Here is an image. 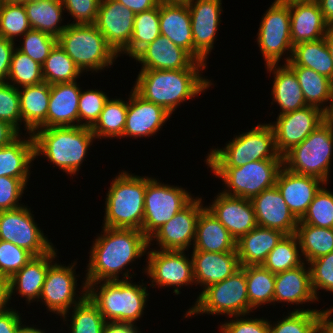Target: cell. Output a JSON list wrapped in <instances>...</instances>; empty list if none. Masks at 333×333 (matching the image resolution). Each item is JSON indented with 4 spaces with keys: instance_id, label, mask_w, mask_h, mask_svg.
Wrapping results in <instances>:
<instances>
[{
    "instance_id": "6da1fadb",
    "label": "cell",
    "mask_w": 333,
    "mask_h": 333,
    "mask_svg": "<svg viewBox=\"0 0 333 333\" xmlns=\"http://www.w3.org/2000/svg\"><path fill=\"white\" fill-rule=\"evenodd\" d=\"M148 247L149 240L140 230L102 227L101 234L96 237L90 248L84 279L86 285L98 281L133 278L126 267L146 255ZM124 269L126 270L123 273ZM120 274L123 276L122 279L119 278Z\"/></svg>"
},
{
    "instance_id": "7a4b0ae2",
    "label": "cell",
    "mask_w": 333,
    "mask_h": 333,
    "mask_svg": "<svg viewBox=\"0 0 333 333\" xmlns=\"http://www.w3.org/2000/svg\"><path fill=\"white\" fill-rule=\"evenodd\" d=\"M206 66L196 61L188 69L140 70L132 88L141 97L162 106L172 115L181 103L196 98L213 85L200 72Z\"/></svg>"
},
{
    "instance_id": "3957f363",
    "label": "cell",
    "mask_w": 333,
    "mask_h": 333,
    "mask_svg": "<svg viewBox=\"0 0 333 333\" xmlns=\"http://www.w3.org/2000/svg\"><path fill=\"white\" fill-rule=\"evenodd\" d=\"M34 155H42L67 175H76L94 139L91 128L50 127L39 128L32 133Z\"/></svg>"
},
{
    "instance_id": "277c9868",
    "label": "cell",
    "mask_w": 333,
    "mask_h": 333,
    "mask_svg": "<svg viewBox=\"0 0 333 333\" xmlns=\"http://www.w3.org/2000/svg\"><path fill=\"white\" fill-rule=\"evenodd\" d=\"M147 289L143 282L137 285L131 280L98 281L86 285V296L99 308L106 322L135 324L143 317Z\"/></svg>"
},
{
    "instance_id": "5b68a950",
    "label": "cell",
    "mask_w": 333,
    "mask_h": 333,
    "mask_svg": "<svg viewBox=\"0 0 333 333\" xmlns=\"http://www.w3.org/2000/svg\"><path fill=\"white\" fill-rule=\"evenodd\" d=\"M147 176L118 173L106 195L103 227L142 230Z\"/></svg>"
},
{
    "instance_id": "8992f818",
    "label": "cell",
    "mask_w": 333,
    "mask_h": 333,
    "mask_svg": "<svg viewBox=\"0 0 333 333\" xmlns=\"http://www.w3.org/2000/svg\"><path fill=\"white\" fill-rule=\"evenodd\" d=\"M235 135L223 148L211 149L205 162L208 167H241L248 162L283 159L276 150L270 124H257L247 132Z\"/></svg>"
},
{
    "instance_id": "52a82bcc",
    "label": "cell",
    "mask_w": 333,
    "mask_h": 333,
    "mask_svg": "<svg viewBox=\"0 0 333 333\" xmlns=\"http://www.w3.org/2000/svg\"><path fill=\"white\" fill-rule=\"evenodd\" d=\"M57 43L82 73L109 68L118 57L94 24L68 23Z\"/></svg>"
},
{
    "instance_id": "ba28073f",
    "label": "cell",
    "mask_w": 333,
    "mask_h": 333,
    "mask_svg": "<svg viewBox=\"0 0 333 333\" xmlns=\"http://www.w3.org/2000/svg\"><path fill=\"white\" fill-rule=\"evenodd\" d=\"M333 157V123L327 118L302 143L283 156V166L328 184ZM331 165V166H330Z\"/></svg>"
},
{
    "instance_id": "9c48e42d",
    "label": "cell",
    "mask_w": 333,
    "mask_h": 333,
    "mask_svg": "<svg viewBox=\"0 0 333 333\" xmlns=\"http://www.w3.org/2000/svg\"><path fill=\"white\" fill-rule=\"evenodd\" d=\"M252 310L248 299L245 271L240 268L225 280L202 290L184 318L197 314H223L232 318L238 315L249 316L250 312H254Z\"/></svg>"
},
{
    "instance_id": "30bf717a",
    "label": "cell",
    "mask_w": 333,
    "mask_h": 333,
    "mask_svg": "<svg viewBox=\"0 0 333 333\" xmlns=\"http://www.w3.org/2000/svg\"><path fill=\"white\" fill-rule=\"evenodd\" d=\"M283 159L251 161L241 167H208L225 184L223 194L252 199L276 185ZM227 188V189H226Z\"/></svg>"
},
{
    "instance_id": "8fae6325",
    "label": "cell",
    "mask_w": 333,
    "mask_h": 333,
    "mask_svg": "<svg viewBox=\"0 0 333 333\" xmlns=\"http://www.w3.org/2000/svg\"><path fill=\"white\" fill-rule=\"evenodd\" d=\"M256 39L265 66L278 64L288 52L285 64L291 60L293 45L288 2L274 0L262 17Z\"/></svg>"
},
{
    "instance_id": "7c38bea8",
    "label": "cell",
    "mask_w": 333,
    "mask_h": 333,
    "mask_svg": "<svg viewBox=\"0 0 333 333\" xmlns=\"http://www.w3.org/2000/svg\"><path fill=\"white\" fill-rule=\"evenodd\" d=\"M192 195L181 186L160 183L158 179L147 176L141 230L143 234L149 239L163 224L195 198Z\"/></svg>"
},
{
    "instance_id": "4fadbf2b",
    "label": "cell",
    "mask_w": 333,
    "mask_h": 333,
    "mask_svg": "<svg viewBox=\"0 0 333 333\" xmlns=\"http://www.w3.org/2000/svg\"><path fill=\"white\" fill-rule=\"evenodd\" d=\"M76 264L77 262L74 261L68 266H64V264L53 262L46 274L42 293L39 298V302L44 303L48 311L60 316L64 322L69 317L67 314L71 315L69 312L71 308L79 304L86 297L85 281H82L80 295L75 292L78 286L75 271Z\"/></svg>"
},
{
    "instance_id": "5bb4252c",
    "label": "cell",
    "mask_w": 333,
    "mask_h": 333,
    "mask_svg": "<svg viewBox=\"0 0 333 333\" xmlns=\"http://www.w3.org/2000/svg\"><path fill=\"white\" fill-rule=\"evenodd\" d=\"M28 206L0 211V240L12 242L33 256L50 252L55 246L44 235Z\"/></svg>"
},
{
    "instance_id": "9a60e30c",
    "label": "cell",
    "mask_w": 333,
    "mask_h": 333,
    "mask_svg": "<svg viewBox=\"0 0 333 333\" xmlns=\"http://www.w3.org/2000/svg\"><path fill=\"white\" fill-rule=\"evenodd\" d=\"M147 264L143 268L151 278L150 286L173 287V293L180 294L181 286L195 285L193 275V261L185 251L155 250L148 247Z\"/></svg>"
},
{
    "instance_id": "2e32d148",
    "label": "cell",
    "mask_w": 333,
    "mask_h": 333,
    "mask_svg": "<svg viewBox=\"0 0 333 333\" xmlns=\"http://www.w3.org/2000/svg\"><path fill=\"white\" fill-rule=\"evenodd\" d=\"M328 118L327 114L314 106L278 115L270 122L275 139V147L284 156L294 146L302 143L318 126Z\"/></svg>"
},
{
    "instance_id": "e0dca14e",
    "label": "cell",
    "mask_w": 333,
    "mask_h": 333,
    "mask_svg": "<svg viewBox=\"0 0 333 333\" xmlns=\"http://www.w3.org/2000/svg\"><path fill=\"white\" fill-rule=\"evenodd\" d=\"M191 17L194 58L207 64L219 30L222 0H187Z\"/></svg>"
},
{
    "instance_id": "ac0fdd59",
    "label": "cell",
    "mask_w": 333,
    "mask_h": 333,
    "mask_svg": "<svg viewBox=\"0 0 333 333\" xmlns=\"http://www.w3.org/2000/svg\"><path fill=\"white\" fill-rule=\"evenodd\" d=\"M205 207L202 197L193 198L168 222L163 224L148 240L156 241L160 250L187 251L193 245L196 232V224L200 212Z\"/></svg>"
},
{
    "instance_id": "d6986e66",
    "label": "cell",
    "mask_w": 333,
    "mask_h": 333,
    "mask_svg": "<svg viewBox=\"0 0 333 333\" xmlns=\"http://www.w3.org/2000/svg\"><path fill=\"white\" fill-rule=\"evenodd\" d=\"M135 13L116 0H101L95 26L120 56L133 33Z\"/></svg>"
},
{
    "instance_id": "ffe728a7",
    "label": "cell",
    "mask_w": 333,
    "mask_h": 333,
    "mask_svg": "<svg viewBox=\"0 0 333 333\" xmlns=\"http://www.w3.org/2000/svg\"><path fill=\"white\" fill-rule=\"evenodd\" d=\"M171 116L165 108L144 99L134 89H131L123 138L138 139L153 136L162 129L161 127Z\"/></svg>"
},
{
    "instance_id": "44dd1931",
    "label": "cell",
    "mask_w": 333,
    "mask_h": 333,
    "mask_svg": "<svg viewBox=\"0 0 333 333\" xmlns=\"http://www.w3.org/2000/svg\"><path fill=\"white\" fill-rule=\"evenodd\" d=\"M237 241L258 226L250 199L218 193L212 204L205 206Z\"/></svg>"
},
{
    "instance_id": "7402d4cb",
    "label": "cell",
    "mask_w": 333,
    "mask_h": 333,
    "mask_svg": "<svg viewBox=\"0 0 333 333\" xmlns=\"http://www.w3.org/2000/svg\"><path fill=\"white\" fill-rule=\"evenodd\" d=\"M251 202L258 226L276 229L286 235L295 234L299 220L290 211L276 186L263 190Z\"/></svg>"
},
{
    "instance_id": "603a6c76",
    "label": "cell",
    "mask_w": 333,
    "mask_h": 333,
    "mask_svg": "<svg viewBox=\"0 0 333 333\" xmlns=\"http://www.w3.org/2000/svg\"><path fill=\"white\" fill-rule=\"evenodd\" d=\"M133 59L142 64L141 70L188 69L197 61L188 51L161 34Z\"/></svg>"
},
{
    "instance_id": "cb8c5ba5",
    "label": "cell",
    "mask_w": 333,
    "mask_h": 333,
    "mask_svg": "<svg viewBox=\"0 0 333 333\" xmlns=\"http://www.w3.org/2000/svg\"><path fill=\"white\" fill-rule=\"evenodd\" d=\"M324 184L326 183L319 178L297 174L283 166L275 186L283 196L290 211L300 220Z\"/></svg>"
},
{
    "instance_id": "d4e9b609",
    "label": "cell",
    "mask_w": 333,
    "mask_h": 333,
    "mask_svg": "<svg viewBox=\"0 0 333 333\" xmlns=\"http://www.w3.org/2000/svg\"><path fill=\"white\" fill-rule=\"evenodd\" d=\"M194 281L204 290L221 282L241 268L237 252L192 251ZM203 285V286H202Z\"/></svg>"
},
{
    "instance_id": "484cf974",
    "label": "cell",
    "mask_w": 333,
    "mask_h": 333,
    "mask_svg": "<svg viewBox=\"0 0 333 333\" xmlns=\"http://www.w3.org/2000/svg\"><path fill=\"white\" fill-rule=\"evenodd\" d=\"M79 84L74 82L51 85L47 111V128L79 126Z\"/></svg>"
},
{
    "instance_id": "4316f807",
    "label": "cell",
    "mask_w": 333,
    "mask_h": 333,
    "mask_svg": "<svg viewBox=\"0 0 333 333\" xmlns=\"http://www.w3.org/2000/svg\"><path fill=\"white\" fill-rule=\"evenodd\" d=\"M288 3L293 46L325 37L330 25L324 20L318 2Z\"/></svg>"
},
{
    "instance_id": "83f0119b",
    "label": "cell",
    "mask_w": 333,
    "mask_h": 333,
    "mask_svg": "<svg viewBox=\"0 0 333 333\" xmlns=\"http://www.w3.org/2000/svg\"><path fill=\"white\" fill-rule=\"evenodd\" d=\"M305 264L307 263L303 262L298 267L275 274L273 304L284 302L299 306L319 301L311 286L309 267Z\"/></svg>"
},
{
    "instance_id": "f1b7e54d",
    "label": "cell",
    "mask_w": 333,
    "mask_h": 333,
    "mask_svg": "<svg viewBox=\"0 0 333 333\" xmlns=\"http://www.w3.org/2000/svg\"><path fill=\"white\" fill-rule=\"evenodd\" d=\"M57 254V249L53 248L44 255L34 256L21 270L16 272L9 279L10 296L17 292L21 297L26 298L28 304L35 302L37 299L38 302L46 274Z\"/></svg>"
},
{
    "instance_id": "f546056e",
    "label": "cell",
    "mask_w": 333,
    "mask_h": 333,
    "mask_svg": "<svg viewBox=\"0 0 333 333\" xmlns=\"http://www.w3.org/2000/svg\"><path fill=\"white\" fill-rule=\"evenodd\" d=\"M160 34L194 57L191 17L187 2L160 3Z\"/></svg>"
},
{
    "instance_id": "4dcf8cb0",
    "label": "cell",
    "mask_w": 333,
    "mask_h": 333,
    "mask_svg": "<svg viewBox=\"0 0 333 333\" xmlns=\"http://www.w3.org/2000/svg\"><path fill=\"white\" fill-rule=\"evenodd\" d=\"M283 232L257 226L236 241V252L241 267L262 265L267 255L285 236Z\"/></svg>"
},
{
    "instance_id": "1f68e13d",
    "label": "cell",
    "mask_w": 333,
    "mask_h": 333,
    "mask_svg": "<svg viewBox=\"0 0 333 333\" xmlns=\"http://www.w3.org/2000/svg\"><path fill=\"white\" fill-rule=\"evenodd\" d=\"M193 251L236 252V240L205 207L199 214Z\"/></svg>"
},
{
    "instance_id": "d6a6232c",
    "label": "cell",
    "mask_w": 333,
    "mask_h": 333,
    "mask_svg": "<svg viewBox=\"0 0 333 333\" xmlns=\"http://www.w3.org/2000/svg\"><path fill=\"white\" fill-rule=\"evenodd\" d=\"M273 64L266 67L268 73L274 75L271 95L273 101L271 104L277 103L280 107V113L285 114L291 111L299 110L308 106L303 96L298 79L295 72L284 63V65Z\"/></svg>"
},
{
    "instance_id": "836d02e7",
    "label": "cell",
    "mask_w": 333,
    "mask_h": 333,
    "mask_svg": "<svg viewBox=\"0 0 333 333\" xmlns=\"http://www.w3.org/2000/svg\"><path fill=\"white\" fill-rule=\"evenodd\" d=\"M50 90L51 85L47 82L18 88L21 118L28 134L47 128Z\"/></svg>"
},
{
    "instance_id": "e575fe53",
    "label": "cell",
    "mask_w": 333,
    "mask_h": 333,
    "mask_svg": "<svg viewBox=\"0 0 333 333\" xmlns=\"http://www.w3.org/2000/svg\"><path fill=\"white\" fill-rule=\"evenodd\" d=\"M35 160L32 134L23 139L21 135L11 144L0 147V177L21 179L26 185L29 181L31 163Z\"/></svg>"
},
{
    "instance_id": "d590c367",
    "label": "cell",
    "mask_w": 333,
    "mask_h": 333,
    "mask_svg": "<svg viewBox=\"0 0 333 333\" xmlns=\"http://www.w3.org/2000/svg\"><path fill=\"white\" fill-rule=\"evenodd\" d=\"M290 68L295 72L306 104L317 107L328 115L333 107V81L307 67Z\"/></svg>"
},
{
    "instance_id": "8d00e7d4",
    "label": "cell",
    "mask_w": 333,
    "mask_h": 333,
    "mask_svg": "<svg viewBox=\"0 0 333 333\" xmlns=\"http://www.w3.org/2000/svg\"><path fill=\"white\" fill-rule=\"evenodd\" d=\"M289 67H307L333 81V59L325 37L293 46Z\"/></svg>"
},
{
    "instance_id": "74e56055",
    "label": "cell",
    "mask_w": 333,
    "mask_h": 333,
    "mask_svg": "<svg viewBox=\"0 0 333 333\" xmlns=\"http://www.w3.org/2000/svg\"><path fill=\"white\" fill-rule=\"evenodd\" d=\"M30 26L34 30L46 32L58 38L68 24H62L66 11L61 0H41L24 2Z\"/></svg>"
},
{
    "instance_id": "f35d334b",
    "label": "cell",
    "mask_w": 333,
    "mask_h": 333,
    "mask_svg": "<svg viewBox=\"0 0 333 333\" xmlns=\"http://www.w3.org/2000/svg\"><path fill=\"white\" fill-rule=\"evenodd\" d=\"M295 235L305 263L333 251V228H320L298 222Z\"/></svg>"
},
{
    "instance_id": "ab89813d",
    "label": "cell",
    "mask_w": 333,
    "mask_h": 333,
    "mask_svg": "<svg viewBox=\"0 0 333 333\" xmlns=\"http://www.w3.org/2000/svg\"><path fill=\"white\" fill-rule=\"evenodd\" d=\"M241 268L245 271L250 307L256 310L261 305H271L274 297L275 273L262 265H248Z\"/></svg>"
},
{
    "instance_id": "60d3db41",
    "label": "cell",
    "mask_w": 333,
    "mask_h": 333,
    "mask_svg": "<svg viewBox=\"0 0 333 333\" xmlns=\"http://www.w3.org/2000/svg\"><path fill=\"white\" fill-rule=\"evenodd\" d=\"M127 109L128 101L120 98H109L102 109L98 121L91 128L95 138H122Z\"/></svg>"
},
{
    "instance_id": "b9f144b4",
    "label": "cell",
    "mask_w": 333,
    "mask_h": 333,
    "mask_svg": "<svg viewBox=\"0 0 333 333\" xmlns=\"http://www.w3.org/2000/svg\"><path fill=\"white\" fill-rule=\"evenodd\" d=\"M160 4L150 10L135 14L132 37L121 53L134 57L142 48L160 35Z\"/></svg>"
},
{
    "instance_id": "7bdbcfd3",
    "label": "cell",
    "mask_w": 333,
    "mask_h": 333,
    "mask_svg": "<svg viewBox=\"0 0 333 333\" xmlns=\"http://www.w3.org/2000/svg\"><path fill=\"white\" fill-rule=\"evenodd\" d=\"M82 72L57 43L42 65L44 82L49 85L77 81Z\"/></svg>"
},
{
    "instance_id": "ee69618b",
    "label": "cell",
    "mask_w": 333,
    "mask_h": 333,
    "mask_svg": "<svg viewBox=\"0 0 333 333\" xmlns=\"http://www.w3.org/2000/svg\"><path fill=\"white\" fill-rule=\"evenodd\" d=\"M301 256L296 235H285L267 255L262 266L276 274L300 266L304 262Z\"/></svg>"
},
{
    "instance_id": "f6af8a7d",
    "label": "cell",
    "mask_w": 333,
    "mask_h": 333,
    "mask_svg": "<svg viewBox=\"0 0 333 333\" xmlns=\"http://www.w3.org/2000/svg\"><path fill=\"white\" fill-rule=\"evenodd\" d=\"M6 82L15 88L40 84L44 82L42 65L15 48Z\"/></svg>"
},
{
    "instance_id": "bcb514c9",
    "label": "cell",
    "mask_w": 333,
    "mask_h": 333,
    "mask_svg": "<svg viewBox=\"0 0 333 333\" xmlns=\"http://www.w3.org/2000/svg\"><path fill=\"white\" fill-rule=\"evenodd\" d=\"M71 310V324L68 327L71 333H102L106 321L99 308L87 296Z\"/></svg>"
},
{
    "instance_id": "7dc6e473",
    "label": "cell",
    "mask_w": 333,
    "mask_h": 333,
    "mask_svg": "<svg viewBox=\"0 0 333 333\" xmlns=\"http://www.w3.org/2000/svg\"><path fill=\"white\" fill-rule=\"evenodd\" d=\"M31 29L23 3H0V37L15 42Z\"/></svg>"
},
{
    "instance_id": "c3c4849f",
    "label": "cell",
    "mask_w": 333,
    "mask_h": 333,
    "mask_svg": "<svg viewBox=\"0 0 333 333\" xmlns=\"http://www.w3.org/2000/svg\"><path fill=\"white\" fill-rule=\"evenodd\" d=\"M323 309L298 308L290 311L287 316L271 324L269 333H311L313 326L321 318Z\"/></svg>"
},
{
    "instance_id": "681fc988",
    "label": "cell",
    "mask_w": 333,
    "mask_h": 333,
    "mask_svg": "<svg viewBox=\"0 0 333 333\" xmlns=\"http://www.w3.org/2000/svg\"><path fill=\"white\" fill-rule=\"evenodd\" d=\"M324 184L316 193L304 216L299 220L320 228H333V192Z\"/></svg>"
},
{
    "instance_id": "f907efd6",
    "label": "cell",
    "mask_w": 333,
    "mask_h": 333,
    "mask_svg": "<svg viewBox=\"0 0 333 333\" xmlns=\"http://www.w3.org/2000/svg\"><path fill=\"white\" fill-rule=\"evenodd\" d=\"M19 51L29 56L32 60L43 65L51 50L57 44V38L46 32L31 29L22 36Z\"/></svg>"
},
{
    "instance_id": "816d5d0a",
    "label": "cell",
    "mask_w": 333,
    "mask_h": 333,
    "mask_svg": "<svg viewBox=\"0 0 333 333\" xmlns=\"http://www.w3.org/2000/svg\"><path fill=\"white\" fill-rule=\"evenodd\" d=\"M108 99L106 93L101 90H81L78 105L79 126L92 128L98 121Z\"/></svg>"
},
{
    "instance_id": "f5cc1de1",
    "label": "cell",
    "mask_w": 333,
    "mask_h": 333,
    "mask_svg": "<svg viewBox=\"0 0 333 333\" xmlns=\"http://www.w3.org/2000/svg\"><path fill=\"white\" fill-rule=\"evenodd\" d=\"M34 256L12 242L0 240V276L11 278Z\"/></svg>"
},
{
    "instance_id": "db71d44e",
    "label": "cell",
    "mask_w": 333,
    "mask_h": 333,
    "mask_svg": "<svg viewBox=\"0 0 333 333\" xmlns=\"http://www.w3.org/2000/svg\"><path fill=\"white\" fill-rule=\"evenodd\" d=\"M0 120L7 122L20 133L22 118L19 91L7 82H0Z\"/></svg>"
},
{
    "instance_id": "11a10c76",
    "label": "cell",
    "mask_w": 333,
    "mask_h": 333,
    "mask_svg": "<svg viewBox=\"0 0 333 333\" xmlns=\"http://www.w3.org/2000/svg\"><path fill=\"white\" fill-rule=\"evenodd\" d=\"M307 264L310 270L311 286L316 298L319 299L320 292L318 290L320 289L333 293V251Z\"/></svg>"
},
{
    "instance_id": "9f6ffc18",
    "label": "cell",
    "mask_w": 333,
    "mask_h": 333,
    "mask_svg": "<svg viewBox=\"0 0 333 333\" xmlns=\"http://www.w3.org/2000/svg\"><path fill=\"white\" fill-rule=\"evenodd\" d=\"M101 0H61L64 9L74 18L70 24H95Z\"/></svg>"
},
{
    "instance_id": "6f0895ef",
    "label": "cell",
    "mask_w": 333,
    "mask_h": 333,
    "mask_svg": "<svg viewBox=\"0 0 333 333\" xmlns=\"http://www.w3.org/2000/svg\"><path fill=\"white\" fill-rule=\"evenodd\" d=\"M27 185L18 178L0 177V211L12 210L23 206L20 204Z\"/></svg>"
},
{
    "instance_id": "680465c9",
    "label": "cell",
    "mask_w": 333,
    "mask_h": 333,
    "mask_svg": "<svg viewBox=\"0 0 333 333\" xmlns=\"http://www.w3.org/2000/svg\"><path fill=\"white\" fill-rule=\"evenodd\" d=\"M245 316H233L234 319L231 321L227 320V322L221 323L219 327L220 333H269V321L267 318L252 319Z\"/></svg>"
},
{
    "instance_id": "91938a15",
    "label": "cell",
    "mask_w": 333,
    "mask_h": 333,
    "mask_svg": "<svg viewBox=\"0 0 333 333\" xmlns=\"http://www.w3.org/2000/svg\"><path fill=\"white\" fill-rule=\"evenodd\" d=\"M15 44L14 41L0 37V82L7 81Z\"/></svg>"
},
{
    "instance_id": "94428289",
    "label": "cell",
    "mask_w": 333,
    "mask_h": 333,
    "mask_svg": "<svg viewBox=\"0 0 333 333\" xmlns=\"http://www.w3.org/2000/svg\"><path fill=\"white\" fill-rule=\"evenodd\" d=\"M21 314L11 308L0 313V333H18V328L22 324Z\"/></svg>"
},
{
    "instance_id": "6125c7cd",
    "label": "cell",
    "mask_w": 333,
    "mask_h": 333,
    "mask_svg": "<svg viewBox=\"0 0 333 333\" xmlns=\"http://www.w3.org/2000/svg\"><path fill=\"white\" fill-rule=\"evenodd\" d=\"M135 14L150 10L160 3L158 0H116Z\"/></svg>"
},
{
    "instance_id": "be15d7a7",
    "label": "cell",
    "mask_w": 333,
    "mask_h": 333,
    "mask_svg": "<svg viewBox=\"0 0 333 333\" xmlns=\"http://www.w3.org/2000/svg\"><path fill=\"white\" fill-rule=\"evenodd\" d=\"M102 333H141L134 323L105 322Z\"/></svg>"
},
{
    "instance_id": "e7e4bbea",
    "label": "cell",
    "mask_w": 333,
    "mask_h": 333,
    "mask_svg": "<svg viewBox=\"0 0 333 333\" xmlns=\"http://www.w3.org/2000/svg\"><path fill=\"white\" fill-rule=\"evenodd\" d=\"M20 134L13 126L0 120V147L11 144Z\"/></svg>"
},
{
    "instance_id": "03108f58",
    "label": "cell",
    "mask_w": 333,
    "mask_h": 333,
    "mask_svg": "<svg viewBox=\"0 0 333 333\" xmlns=\"http://www.w3.org/2000/svg\"><path fill=\"white\" fill-rule=\"evenodd\" d=\"M12 297L10 296V280L7 277L0 276V313L10 310L9 303Z\"/></svg>"
},
{
    "instance_id": "003e7915",
    "label": "cell",
    "mask_w": 333,
    "mask_h": 333,
    "mask_svg": "<svg viewBox=\"0 0 333 333\" xmlns=\"http://www.w3.org/2000/svg\"><path fill=\"white\" fill-rule=\"evenodd\" d=\"M324 20L331 26L333 25V0H318L317 1Z\"/></svg>"
},
{
    "instance_id": "a7ac6f4b",
    "label": "cell",
    "mask_w": 333,
    "mask_h": 333,
    "mask_svg": "<svg viewBox=\"0 0 333 333\" xmlns=\"http://www.w3.org/2000/svg\"><path fill=\"white\" fill-rule=\"evenodd\" d=\"M311 333H333V330L320 318L313 326Z\"/></svg>"
},
{
    "instance_id": "89a4df30",
    "label": "cell",
    "mask_w": 333,
    "mask_h": 333,
    "mask_svg": "<svg viewBox=\"0 0 333 333\" xmlns=\"http://www.w3.org/2000/svg\"><path fill=\"white\" fill-rule=\"evenodd\" d=\"M333 307L323 310L321 319L333 330Z\"/></svg>"
},
{
    "instance_id": "2644e50d",
    "label": "cell",
    "mask_w": 333,
    "mask_h": 333,
    "mask_svg": "<svg viewBox=\"0 0 333 333\" xmlns=\"http://www.w3.org/2000/svg\"><path fill=\"white\" fill-rule=\"evenodd\" d=\"M325 41L327 43L330 55L333 59V25L329 26L327 34L325 35Z\"/></svg>"
},
{
    "instance_id": "8c879c8a",
    "label": "cell",
    "mask_w": 333,
    "mask_h": 333,
    "mask_svg": "<svg viewBox=\"0 0 333 333\" xmlns=\"http://www.w3.org/2000/svg\"><path fill=\"white\" fill-rule=\"evenodd\" d=\"M18 333H46L44 329H38L32 325L26 326L25 324H21L18 328Z\"/></svg>"
},
{
    "instance_id": "753ad0ef",
    "label": "cell",
    "mask_w": 333,
    "mask_h": 333,
    "mask_svg": "<svg viewBox=\"0 0 333 333\" xmlns=\"http://www.w3.org/2000/svg\"><path fill=\"white\" fill-rule=\"evenodd\" d=\"M159 3H182L186 2L187 0H158Z\"/></svg>"
},
{
    "instance_id": "34e18365",
    "label": "cell",
    "mask_w": 333,
    "mask_h": 333,
    "mask_svg": "<svg viewBox=\"0 0 333 333\" xmlns=\"http://www.w3.org/2000/svg\"><path fill=\"white\" fill-rule=\"evenodd\" d=\"M284 2H317L318 0H281Z\"/></svg>"
},
{
    "instance_id": "11e5206c",
    "label": "cell",
    "mask_w": 333,
    "mask_h": 333,
    "mask_svg": "<svg viewBox=\"0 0 333 333\" xmlns=\"http://www.w3.org/2000/svg\"><path fill=\"white\" fill-rule=\"evenodd\" d=\"M0 3H23V0H0Z\"/></svg>"
},
{
    "instance_id": "2a66077c",
    "label": "cell",
    "mask_w": 333,
    "mask_h": 333,
    "mask_svg": "<svg viewBox=\"0 0 333 333\" xmlns=\"http://www.w3.org/2000/svg\"><path fill=\"white\" fill-rule=\"evenodd\" d=\"M327 116H328V119L333 123V107H332L331 112Z\"/></svg>"
},
{
    "instance_id": "b9fcfbb0",
    "label": "cell",
    "mask_w": 333,
    "mask_h": 333,
    "mask_svg": "<svg viewBox=\"0 0 333 333\" xmlns=\"http://www.w3.org/2000/svg\"><path fill=\"white\" fill-rule=\"evenodd\" d=\"M34 1H41V0H23V3L24 2H34Z\"/></svg>"
}]
</instances>
